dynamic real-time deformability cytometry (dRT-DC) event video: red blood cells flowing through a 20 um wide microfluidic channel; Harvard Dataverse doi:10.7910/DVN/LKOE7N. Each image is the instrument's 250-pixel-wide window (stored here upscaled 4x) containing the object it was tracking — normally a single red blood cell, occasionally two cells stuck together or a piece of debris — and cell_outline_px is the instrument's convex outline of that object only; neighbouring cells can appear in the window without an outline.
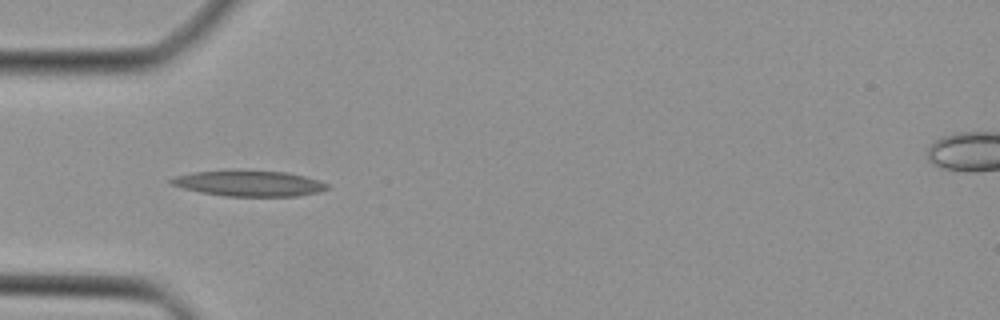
{"species": "Egyptian fruit bat (a non-hibernating species)", "species_latin": "Rousettus aegyptiacus", "temperature_condition": "cold", "stored_images_in_passage": 32, "camera_frame_rate_fps": 3000, "um_per_image_px": 0.085, "animal": {"sex": "female"}, "frame": {"image": 1, "passage_image": 1, "time_ms": 0.0, "image_size_px": [1000, 320], "cell_outline_px": [[328, 188], [316, 192], [296, 196], [224, 196], [200, 192], [184, 188], [172, 184], [168, 180], [176, 176], [192, 172], [288, 172], [320, 180], [328, 184]], "centroid_in_image_um": [21.2, 15.61], "position_along_channel_um": 63.8, "area_um2": 22.54}}
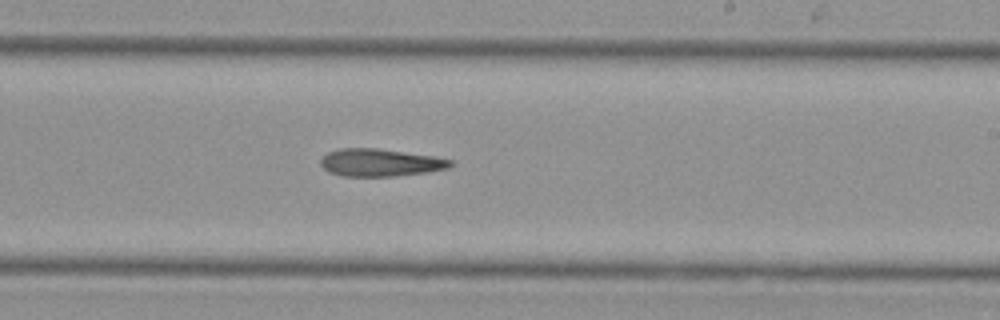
{"frame": {"image": 2, "passage_image": 14, "time_ms": 4.333, "image_size_px": [1000, 320], "cell_outline_px": [[456, 164], [448, 168], [428, 172], [392, 176], [340, 176], [328, 172], [320, 164], [320, 160], [328, 152], [340, 148], [376, 148], [436, 156], [452, 160]], "centroid_in_image_um": [32.34, 13.82], "position_along_channel_um": 256.7, "area_um2": 20.98}}
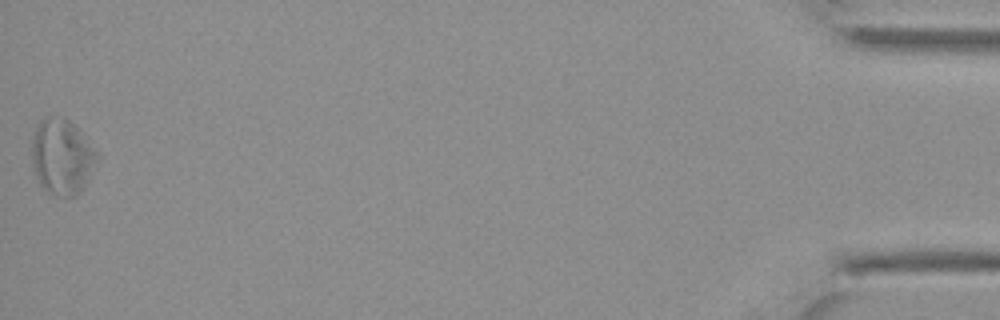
{"frame": {"image": 3, "passage_image": 32, "time_ms": 10.333, "image_size_px": [1000, 320], "cell_outline_px": [[100, 160], [88, 180], [80, 192], [76, 196], [56, 196], [48, 192], [40, 184], [32, 168], [32, 140], [36, 128], [40, 120], [48, 116], [64, 116], [100, 152]], "centroid_in_image_um": [5.3, 13.33], "position_along_channel_um": 429.9, "area_um2": 29.13}}